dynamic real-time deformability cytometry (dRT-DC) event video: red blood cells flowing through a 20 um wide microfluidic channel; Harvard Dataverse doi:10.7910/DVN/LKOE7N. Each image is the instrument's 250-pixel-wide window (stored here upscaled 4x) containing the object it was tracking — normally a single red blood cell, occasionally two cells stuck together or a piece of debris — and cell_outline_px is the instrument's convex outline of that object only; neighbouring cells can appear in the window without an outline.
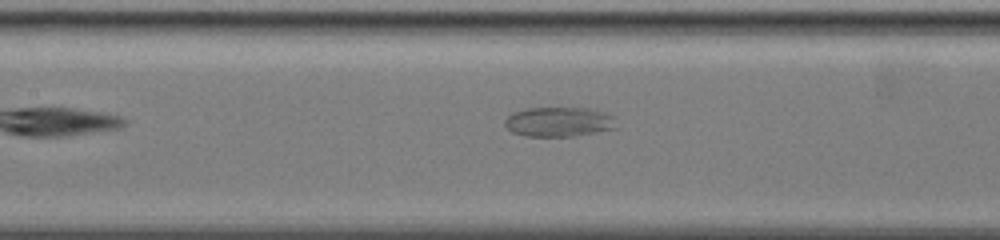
{"species": "common noctule bat (a hibernating species)", "species_latin": "Nyctalus noctula", "temperature_condition": "warm", "stored_images_in_passage": 26, "camera_frame_rate_fps": 3000, "um_per_image_px": 0.085, "animal": {"sex": "female", "body_mass_g": 19.5, "forearm_length_mm": 54.1}, "frame": {"image": 1, "passage_image": 7, "time_ms": 2.0, "image_size_px": [1000, 240], "cell_outline_px": [[616, 128], [596, 132], [572, 136], [524, 136], [512, 132], [504, 124], [504, 120], [512, 112], [524, 108], [592, 108], [604, 112], [612, 116]], "centroid_in_image_um": [47.46, 10.35], "position_along_channel_um": 159.9, "area_um2": 19.25}}
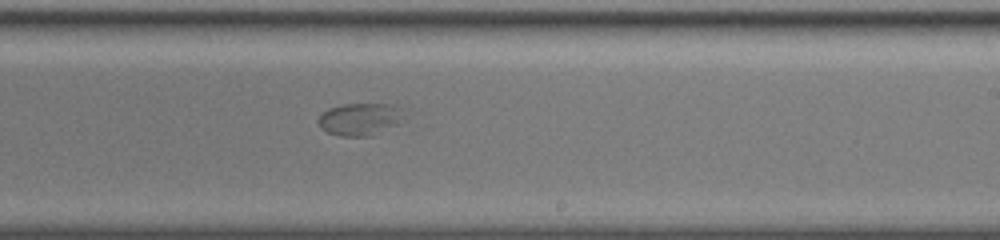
{"frame": {"image": 2, "passage_image": 17, "time_ms": 5.333, "image_size_px": [1000, 240], "cell_outline_px": [[400, 108], [396, 124], [368, 136], [340, 136], [328, 132], [320, 128], [320, 116], [328, 108], [344, 104], [392, 104]], "centroid_in_image_um": [30.5, 10.12], "position_along_channel_um": 258.5, "area_um2": 15.37}}
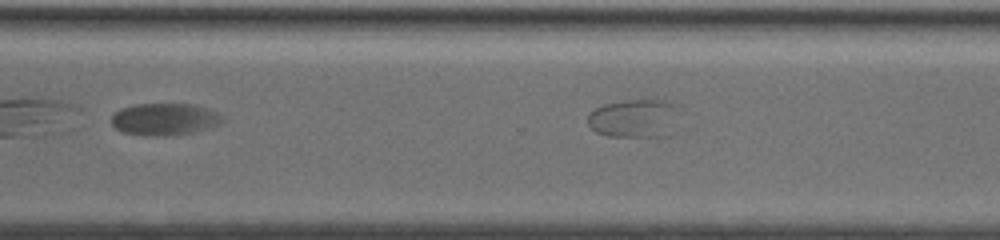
{"frame": {"image": 3, "passage_image": 23, "time_ms": 7.333, "image_size_px": [1000, 240], "cell_outline_px": [[224, 120], [220, 124], [212, 128], [172, 136], [144, 136], [120, 132], [112, 124], [112, 116], [120, 108], [136, 104], [196, 104], [220, 112]], "centroid_in_image_um": [14.03, 10.14], "position_along_channel_um": 356.6, "area_um2": 21.21}}